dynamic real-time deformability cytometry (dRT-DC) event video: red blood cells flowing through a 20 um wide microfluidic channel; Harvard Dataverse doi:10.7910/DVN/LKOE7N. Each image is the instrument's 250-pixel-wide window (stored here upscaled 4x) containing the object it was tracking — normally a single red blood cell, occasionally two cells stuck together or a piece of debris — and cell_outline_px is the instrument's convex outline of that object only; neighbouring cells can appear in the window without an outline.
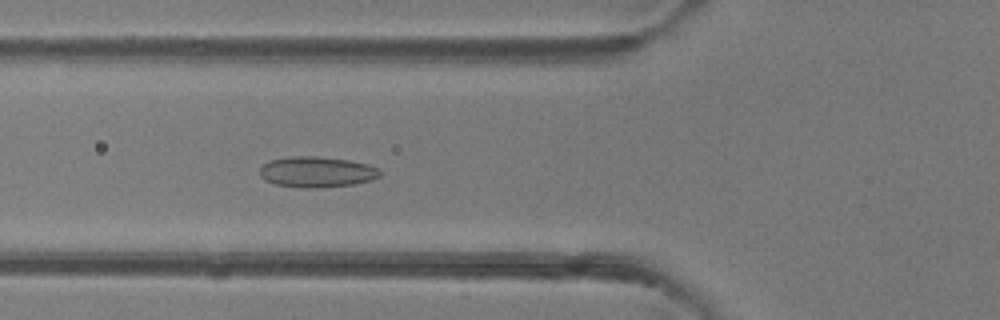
{"species": "common noctule bat (a hibernating species)", "species_latin": "Nyctalus noctula", "temperature_condition": "room temperature", "stored_images_in_passage": 50, "camera_frame_rate_fps": 3000, "um_per_image_px": 0.085, "animal": {"sex": "female"}, "frame": {"image": 1, "passage_image": 19, "time_ms": 6.0, "image_size_px": [1000, 320], "cell_outline_px": [[380, 176], [372, 180], [352, 184], [316, 188], [300, 188], [276, 184], [264, 180], [260, 176], [260, 168], [264, 164], [272, 160], [288, 156], [316, 156], [348, 160], [368, 164], [380, 168]], "centroid_in_image_um": [26.93, 14.61], "position_along_channel_um": 98.9, "area_um2": 21.56}}
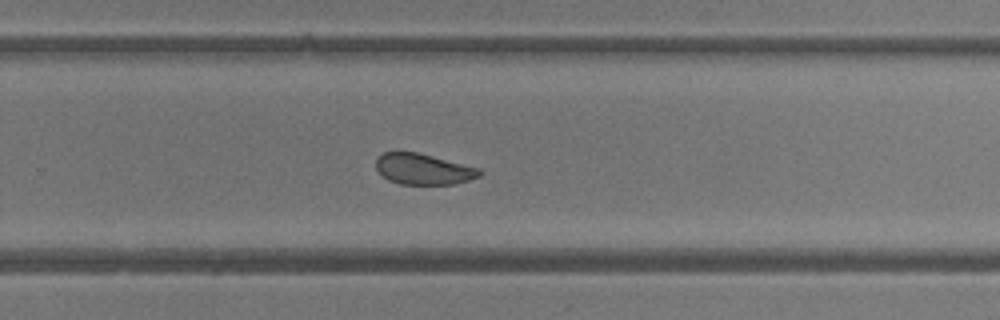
{"frame": {"image": 2, "passage_image": 33, "time_ms": 10.667, "image_size_px": [1000, 320], "cell_outline_px": [[484, 172], [480, 176], [468, 180], [452, 184], [400, 184], [388, 180], [376, 168], [376, 156], [384, 152], [416, 152], [480, 168]], "centroid_in_image_um": [35.98, 14.37], "position_along_channel_um": 293.8, "area_um2": 18.55}}
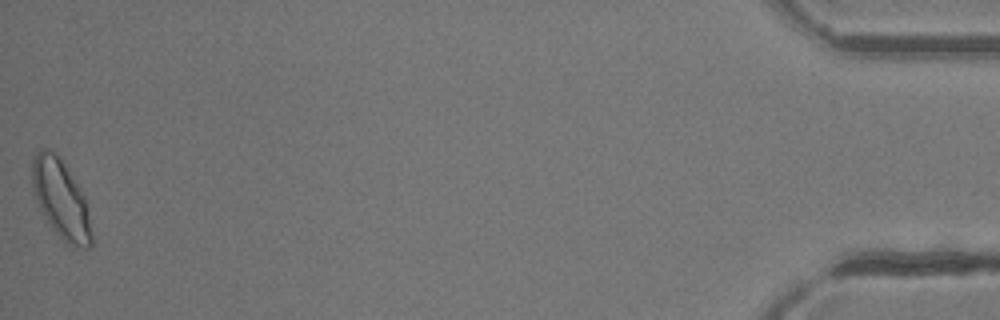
{"frame": {"image": 3, "passage_image": 50, "time_ms": 16.333, "image_size_px": [1000, 320], "cell_outline_px": [[92, 244], [88, 248], [72, 248], [52, 228], [40, 208], [36, 200], [32, 184], [32, 156], [40, 148], [48, 148], [64, 164], [84, 196], [92, 232]], "centroid_in_image_um": [5.17, 16.95], "position_along_channel_um": 430.0, "area_um2": 26.76}, "authors_computed_cell_mechanics": {"area_um2": 21.7328, "velocity_mm_per_s": 4.1765, "shape_relaxation_time_tau1_ms": null, "shape_relaxation_time_tau2_ms": 1.6382, "deformation_change_tau1": null, "deformation_change_tau2": 0.0743}}